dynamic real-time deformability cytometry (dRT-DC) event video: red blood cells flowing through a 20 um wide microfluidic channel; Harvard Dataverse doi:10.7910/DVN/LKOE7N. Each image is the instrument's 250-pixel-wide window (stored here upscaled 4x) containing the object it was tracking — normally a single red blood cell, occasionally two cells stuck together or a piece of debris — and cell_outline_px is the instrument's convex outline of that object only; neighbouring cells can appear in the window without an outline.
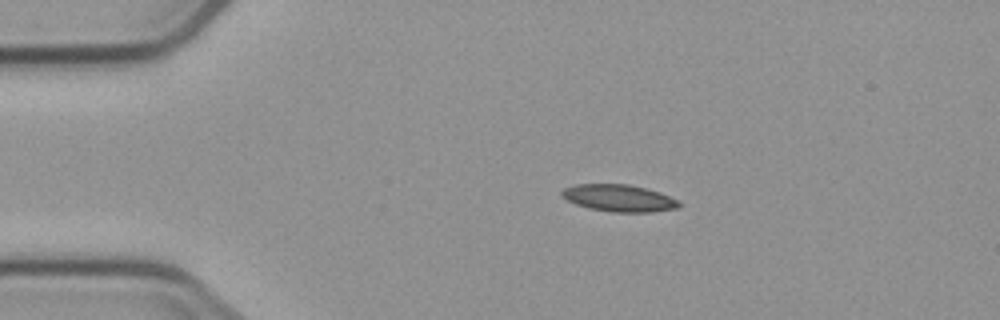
{"species": "common noctule bat (a hibernating species)", "species_latin": "Nyctalus noctula", "temperature_condition": "cold", "stored_images_in_passage": 5, "camera_frame_rate_fps": 3000, "um_per_image_px": 0.085, "animal": {"sex": "male", "body_mass_g": 23.1, "forearm_length_mm": 52.7}, "frame": {"image": 1, "passage_image": 3, "time_ms": 2.333, "image_size_px": [1000, 320], "cell_outline_px": [[680, 204], [676, 208], [652, 212], [612, 212], [588, 208], [576, 204], [568, 200], [560, 192], [564, 188], [576, 184], [628, 184], [660, 192], [680, 200]], "centroid_in_image_um": [52.63, 16.84], "position_along_channel_um": 32.4, "area_um2": 18.38}}
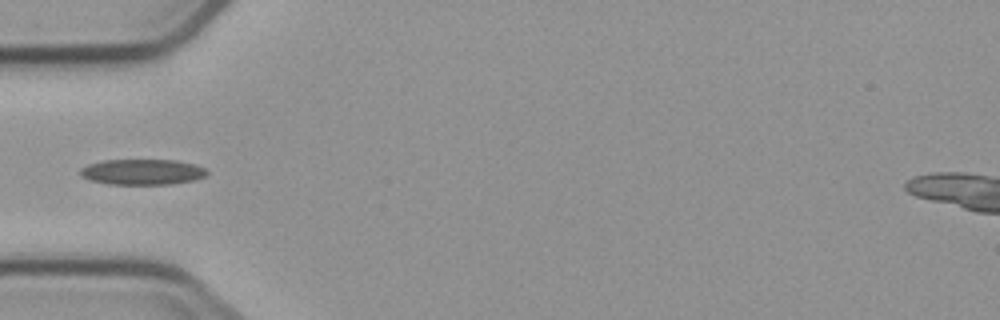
{"frame": {"image": 2, "passage_image": 5, "time_ms": 4.667, "image_size_px": [1000, 320], "cell_outline_px": [[208, 172], [204, 176], [196, 180], [172, 184], [108, 184], [88, 180], [80, 176], [80, 168], [88, 164], [104, 160], [176, 160], [196, 164], [204, 168]], "centroid_in_image_um": [12.08, 14.61], "position_along_channel_um": 72.9, "area_um2": 19.07}}